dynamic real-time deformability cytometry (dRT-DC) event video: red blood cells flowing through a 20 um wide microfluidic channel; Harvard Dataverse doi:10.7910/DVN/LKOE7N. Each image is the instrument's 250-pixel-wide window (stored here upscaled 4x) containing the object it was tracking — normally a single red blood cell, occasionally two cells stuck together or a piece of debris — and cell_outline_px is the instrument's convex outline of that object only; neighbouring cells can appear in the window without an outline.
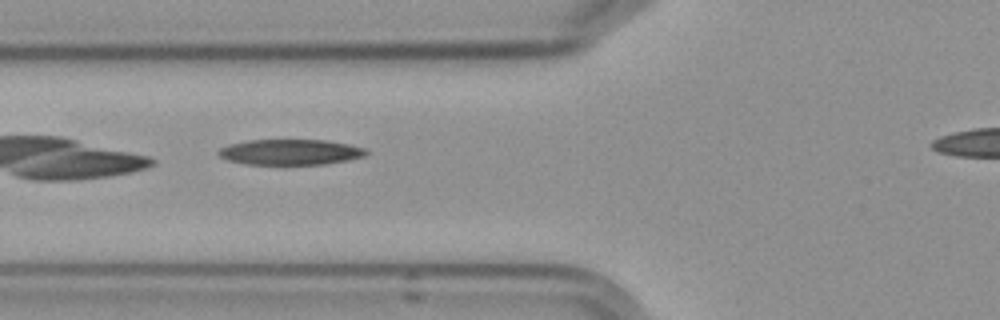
{"species": "Egyptian fruit bat (a non-hibernating species)", "species_latin": "Rousettus aegyptiacus", "temperature_condition": "cold", "stored_images_in_passage": 10, "camera_frame_rate_fps": 3000, "um_per_image_px": 0.085, "frame": {"image": 1, "passage_image": 2, "time_ms": 1.333, "image_size_px": [1000, 320], "cell_outline_px": [[368, 152], [364, 156], [348, 160], [324, 164], [248, 164], [228, 160], [220, 156], [216, 152], [220, 148], [228, 144], [248, 140], [324, 140], [348, 144], [364, 148]], "centroid_in_image_um": [24.65, 12.92], "position_along_channel_um": 101.1, "area_um2": 21.85}}
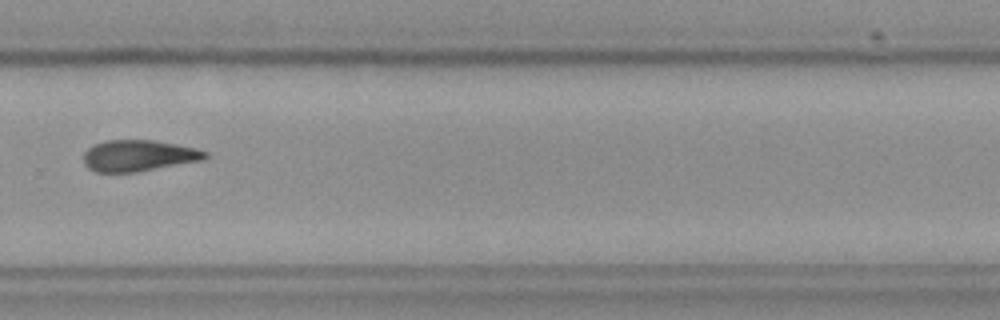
{"frame": {"image": 2, "passage_image": 7, "time_ms": 7.333, "image_size_px": [1000, 320], "cell_outline_px": [[208, 156], [204, 160], [136, 172], [96, 172], [88, 168], [84, 164], [84, 152], [92, 144], [108, 140], [156, 140], [196, 148], [208, 152]], "centroid_in_image_um": [11.78, 13.22], "position_along_channel_um": 318.0, "area_um2": 22.31}, "authors_computed_cell_mechanics": {"area_um2": 22.5131, "velocity_mm_per_s": 3.611, "shape_relaxation_time_tau1_ms": 8.629, "shape_relaxation_time_tau2_ms": 7.2483, "deformation_change_tau1": 0.2148, "deformation_change_tau2": 0.1811}}